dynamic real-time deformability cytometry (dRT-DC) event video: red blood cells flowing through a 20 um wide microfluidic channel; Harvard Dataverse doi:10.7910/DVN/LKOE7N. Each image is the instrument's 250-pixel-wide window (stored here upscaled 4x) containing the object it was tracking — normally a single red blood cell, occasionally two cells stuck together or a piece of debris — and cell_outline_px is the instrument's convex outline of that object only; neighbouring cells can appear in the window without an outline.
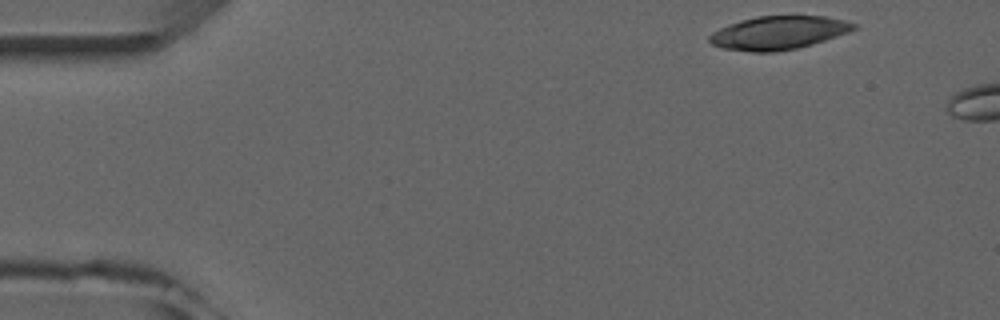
{"species": "common noctule bat (a hibernating species)", "species_latin": "Nyctalus noctula", "temperature_condition": "room temperature", "stored_images_in_passage": 5, "camera_frame_rate_fps": 3000, "um_per_image_px": 0.085, "animal": {"sex": "male", "forearm_length_mm": 52.5}, "frame": {"image": 1, "passage_image": 1, "time_ms": 0.0, "image_size_px": [1000, 320], "cell_outline_px": [[856, 28], [848, 32], [812, 44], [796, 48], [776, 52], [752, 52], [720, 48], [712, 44], [708, 40], [708, 36], [712, 32], [728, 24], [740, 20], [756, 16], [824, 16], [844, 20], [856, 24]], "centroid_in_image_um": [66.12, 2.79], "position_along_channel_um": 18.9, "area_um2": 28.03}}
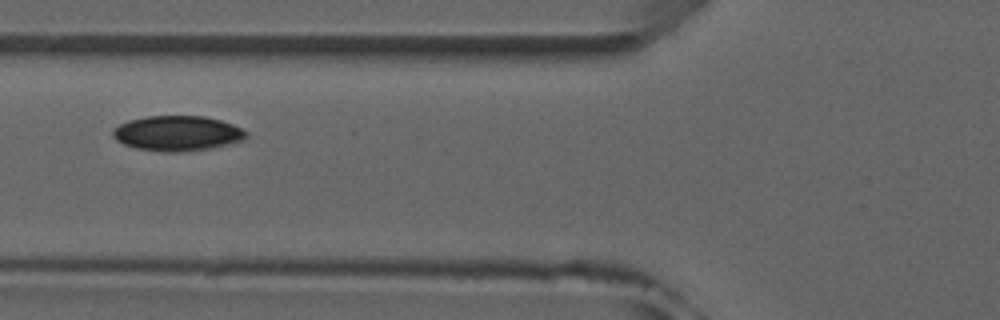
{"frame": {"image": 2, "passage_image": 5, "time_ms": 4.333, "image_size_px": [1000, 320], "cell_outline_px": [[248, 136], [244, 140], [228, 144], [208, 148], [180, 152], [160, 152], [136, 148], [124, 144], [116, 140], [112, 136], [112, 132], [120, 124], [128, 120], [148, 116], [204, 116], [220, 120], [232, 124], [248, 132]], "centroid_in_image_um": [15.07, 11.33], "position_along_channel_um": 110.7, "area_um2": 27.22}}